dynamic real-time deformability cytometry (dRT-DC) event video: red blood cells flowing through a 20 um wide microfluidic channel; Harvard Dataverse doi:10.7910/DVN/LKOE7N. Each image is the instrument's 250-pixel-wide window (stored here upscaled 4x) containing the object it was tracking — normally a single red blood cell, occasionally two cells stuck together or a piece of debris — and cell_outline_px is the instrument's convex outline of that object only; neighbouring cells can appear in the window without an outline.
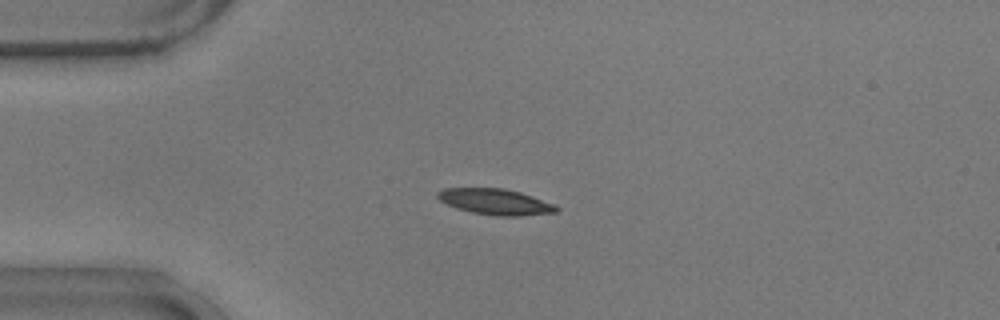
{"species": "common noctule bat (a hibernating species)", "species_latin": "Nyctalus noctula", "temperature_condition": "warm", "stored_images_in_passage": 43, "camera_frame_rate_fps": 3000, "um_per_image_px": 0.085, "animal": {"sex": "male", "body_mass_g": 17.9}, "frame": {"image": 1, "passage_image": 2, "time_ms": 0.333, "image_size_px": [1000, 320], "cell_outline_px": [[560, 208], [556, 212], [520, 216], [496, 216], [472, 212], [456, 208], [440, 200], [436, 196], [436, 192], [444, 188], [504, 188], [520, 192], [556, 204]], "centroid_in_image_um": [42.12, 17.15], "position_along_channel_um": 42.9, "area_um2": 17.98}}
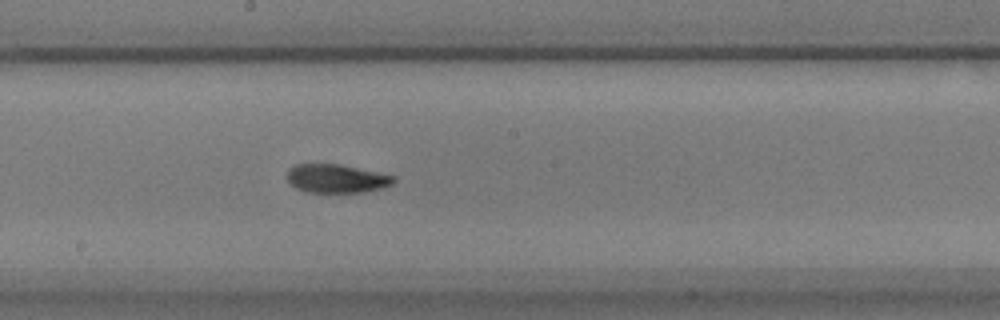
{"frame": {"image": 2, "passage_image": 18, "time_ms": 5.667, "image_size_px": [1000, 320], "cell_outline_px": [[396, 180], [392, 184], [380, 188], [364, 192], [308, 192], [296, 188], [288, 184], [288, 168], [296, 164], [340, 164], [396, 176]], "centroid_in_image_um": [28.59, 15.17], "position_along_channel_um": 219.6, "area_um2": 17.74}}
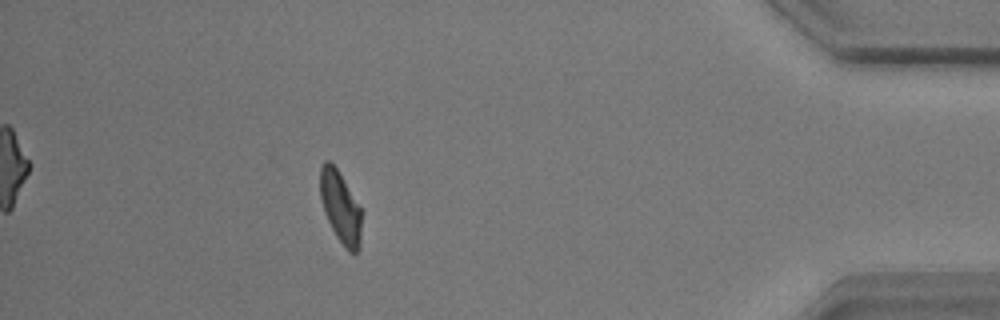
{"frame": {"image": 3, "passage_image": 37, "time_ms": 12.0, "image_size_px": [1000, 320], "cell_outline_px": [[360, 248], [356, 252], [348, 252], [344, 248], [336, 236], [324, 212], [320, 200], [320, 168], [324, 160], [328, 160], [336, 168], [360, 204]], "centroid_in_image_um": [28.92, 17.61], "position_along_channel_um": 406.3, "area_um2": 17.28}, "authors_computed_cell_mechanics": {"area_um2": 17.7446, "velocity_mm_per_s": 3.7191, "shape_relaxation_time_tau1_ms": 3.7618, "shape_relaxation_time_tau2_ms": 2.2135, "deformation_change_tau1": 0.1359, "deformation_change_tau2": 0.0747}}